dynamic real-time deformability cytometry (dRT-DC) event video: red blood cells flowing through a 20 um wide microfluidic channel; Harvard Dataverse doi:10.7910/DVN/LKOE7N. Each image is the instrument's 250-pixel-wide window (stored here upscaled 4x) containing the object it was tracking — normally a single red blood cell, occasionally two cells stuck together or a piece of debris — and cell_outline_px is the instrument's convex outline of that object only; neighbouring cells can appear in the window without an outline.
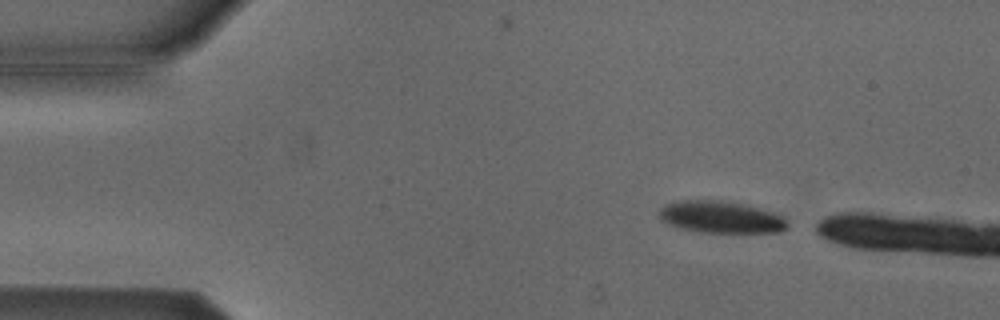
{"species": "Egyptian fruit bat (a non-hibernating species)", "species_latin": "Rousettus aegyptiacus", "temperature_condition": "cold", "stored_images_in_passage": 8, "camera_frame_rate_fps": 3000, "um_per_image_px": 0.085, "animal": {"sex": "male"}, "frame": {"image": 1, "passage_image": 2, "time_ms": 0.333, "image_size_px": [1000, 320], "cell_outline_px": [[788, 224], [780, 232], [700, 232], [676, 228], [660, 220], [660, 208], [664, 204], [680, 200], [720, 200], [740, 204], [756, 208], [780, 216]], "centroid_in_image_um": [61.15, 18.46], "position_along_channel_um": 23.9, "area_um2": 23.47}}